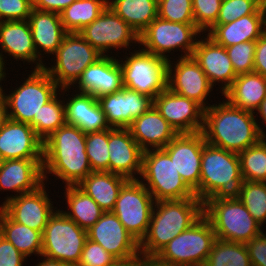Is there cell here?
Segmentation results:
<instances>
[{"mask_svg": "<svg viewBox=\"0 0 266 266\" xmlns=\"http://www.w3.org/2000/svg\"><path fill=\"white\" fill-rule=\"evenodd\" d=\"M59 96L61 97L60 92L44 104L38 113V118H33V121L30 123L35 134L42 141L66 123L65 102L59 99Z\"/></svg>", "mask_w": 266, "mask_h": 266, "instance_id": "39", "label": "cell"}, {"mask_svg": "<svg viewBox=\"0 0 266 266\" xmlns=\"http://www.w3.org/2000/svg\"><path fill=\"white\" fill-rule=\"evenodd\" d=\"M254 3L259 9L266 10V0H249Z\"/></svg>", "mask_w": 266, "mask_h": 266, "instance_id": "59", "label": "cell"}, {"mask_svg": "<svg viewBox=\"0 0 266 266\" xmlns=\"http://www.w3.org/2000/svg\"><path fill=\"white\" fill-rule=\"evenodd\" d=\"M109 172L128 180H139L144 151L128 128L108 129ZM137 176V177H136Z\"/></svg>", "mask_w": 266, "mask_h": 266, "instance_id": "20", "label": "cell"}, {"mask_svg": "<svg viewBox=\"0 0 266 266\" xmlns=\"http://www.w3.org/2000/svg\"><path fill=\"white\" fill-rule=\"evenodd\" d=\"M155 200L139 180H128L121 188L112 212L140 243L147 234Z\"/></svg>", "mask_w": 266, "mask_h": 266, "instance_id": "12", "label": "cell"}, {"mask_svg": "<svg viewBox=\"0 0 266 266\" xmlns=\"http://www.w3.org/2000/svg\"><path fill=\"white\" fill-rule=\"evenodd\" d=\"M78 33L103 56L112 55L107 53L109 50L130 49L133 43L139 44V34L109 6Z\"/></svg>", "mask_w": 266, "mask_h": 266, "instance_id": "13", "label": "cell"}, {"mask_svg": "<svg viewBox=\"0 0 266 266\" xmlns=\"http://www.w3.org/2000/svg\"><path fill=\"white\" fill-rule=\"evenodd\" d=\"M221 96L236 108L256 113L266 98V79L255 72L237 75Z\"/></svg>", "mask_w": 266, "mask_h": 266, "instance_id": "31", "label": "cell"}, {"mask_svg": "<svg viewBox=\"0 0 266 266\" xmlns=\"http://www.w3.org/2000/svg\"><path fill=\"white\" fill-rule=\"evenodd\" d=\"M43 158V141L30 124L6 118L0 127V161Z\"/></svg>", "mask_w": 266, "mask_h": 266, "instance_id": "21", "label": "cell"}, {"mask_svg": "<svg viewBox=\"0 0 266 266\" xmlns=\"http://www.w3.org/2000/svg\"><path fill=\"white\" fill-rule=\"evenodd\" d=\"M200 37L192 57L200 65L213 87L217 85L216 82H221L218 86H221L220 93L223 95L237 77L232 62L224 46L218 45L208 36Z\"/></svg>", "mask_w": 266, "mask_h": 266, "instance_id": "22", "label": "cell"}, {"mask_svg": "<svg viewBox=\"0 0 266 266\" xmlns=\"http://www.w3.org/2000/svg\"><path fill=\"white\" fill-rule=\"evenodd\" d=\"M44 183L36 190L7 200L0 208L15 222L43 233L50 216L57 207L45 190ZM55 208V209H53Z\"/></svg>", "mask_w": 266, "mask_h": 266, "instance_id": "17", "label": "cell"}, {"mask_svg": "<svg viewBox=\"0 0 266 266\" xmlns=\"http://www.w3.org/2000/svg\"><path fill=\"white\" fill-rule=\"evenodd\" d=\"M54 56V65H45L44 70L60 87L64 96L81 77L82 72L103 55L79 33L67 32Z\"/></svg>", "mask_w": 266, "mask_h": 266, "instance_id": "7", "label": "cell"}, {"mask_svg": "<svg viewBox=\"0 0 266 266\" xmlns=\"http://www.w3.org/2000/svg\"><path fill=\"white\" fill-rule=\"evenodd\" d=\"M243 180L266 182V139L238 153Z\"/></svg>", "mask_w": 266, "mask_h": 266, "instance_id": "40", "label": "cell"}, {"mask_svg": "<svg viewBox=\"0 0 266 266\" xmlns=\"http://www.w3.org/2000/svg\"><path fill=\"white\" fill-rule=\"evenodd\" d=\"M127 178L108 171H92L77 186L105 212L114 209L119 192Z\"/></svg>", "mask_w": 266, "mask_h": 266, "instance_id": "32", "label": "cell"}, {"mask_svg": "<svg viewBox=\"0 0 266 266\" xmlns=\"http://www.w3.org/2000/svg\"><path fill=\"white\" fill-rule=\"evenodd\" d=\"M153 106L177 134L195 133L203 129L205 109L196 101L180 96L169 88L153 100Z\"/></svg>", "mask_w": 266, "mask_h": 266, "instance_id": "16", "label": "cell"}, {"mask_svg": "<svg viewBox=\"0 0 266 266\" xmlns=\"http://www.w3.org/2000/svg\"><path fill=\"white\" fill-rule=\"evenodd\" d=\"M140 176L143 180H140L141 183L151 193L155 202L197 198L163 148L144 151Z\"/></svg>", "mask_w": 266, "mask_h": 266, "instance_id": "5", "label": "cell"}, {"mask_svg": "<svg viewBox=\"0 0 266 266\" xmlns=\"http://www.w3.org/2000/svg\"><path fill=\"white\" fill-rule=\"evenodd\" d=\"M206 143L202 131L177 134L163 149L179 175L200 200L201 158Z\"/></svg>", "mask_w": 266, "mask_h": 266, "instance_id": "14", "label": "cell"}, {"mask_svg": "<svg viewBox=\"0 0 266 266\" xmlns=\"http://www.w3.org/2000/svg\"><path fill=\"white\" fill-rule=\"evenodd\" d=\"M33 0H0V22L28 20Z\"/></svg>", "mask_w": 266, "mask_h": 266, "instance_id": "48", "label": "cell"}, {"mask_svg": "<svg viewBox=\"0 0 266 266\" xmlns=\"http://www.w3.org/2000/svg\"><path fill=\"white\" fill-rule=\"evenodd\" d=\"M32 70L23 83L10 94L1 88L6 104L7 118L30 124L38 118L42 106L49 102L60 91V87L44 70ZM58 89V90H57Z\"/></svg>", "mask_w": 266, "mask_h": 266, "instance_id": "6", "label": "cell"}, {"mask_svg": "<svg viewBox=\"0 0 266 266\" xmlns=\"http://www.w3.org/2000/svg\"><path fill=\"white\" fill-rule=\"evenodd\" d=\"M117 259L100 244L86 239L80 262L77 266H111Z\"/></svg>", "mask_w": 266, "mask_h": 266, "instance_id": "47", "label": "cell"}, {"mask_svg": "<svg viewBox=\"0 0 266 266\" xmlns=\"http://www.w3.org/2000/svg\"><path fill=\"white\" fill-rule=\"evenodd\" d=\"M87 238L100 244L117 260H127L140 255L139 242L126 230L117 216L104 212L87 230Z\"/></svg>", "mask_w": 266, "mask_h": 266, "instance_id": "18", "label": "cell"}, {"mask_svg": "<svg viewBox=\"0 0 266 266\" xmlns=\"http://www.w3.org/2000/svg\"><path fill=\"white\" fill-rule=\"evenodd\" d=\"M131 54V55H130ZM119 64L123 86L153 100L167 88L168 60L144 49L129 52Z\"/></svg>", "mask_w": 266, "mask_h": 266, "instance_id": "9", "label": "cell"}, {"mask_svg": "<svg viewBox=\"0 0 266 266\" xmlns=\"http://www.w3.org/2000/svg\"><path fill=\"white\" fill-rule=\"evenodd\" d=\"M6 118V104L2 92L0 91V127L2 126Z\"/></svg>", "mask_w": 266, "mask_h": 266, "instance_id": "56", "label": "cell"}, {"mask_svg": "<svg viewBox=\"0 0 266 266\" xmlns=\"http://www.w3.org/2000/svg\"><path fill=\"white\" fill-rule=\"evenodd\" d=\"M76 92L99 97L119 91L123 86L122 70L119 60L114 56H102L89 65L73 87Z\"/></svg>", "mask_w": 266, "mask_h": 266, "instance_id": "24", "label": "cell"}, {"mask_svg": "<svg viewBox=\"0 0 266 266\" xmlns=\"http://www.w3.org/2000/svg\"><path fill=\"white\" fill-rule=\"evenodd\" d=\"M204 266H252L245 243L216 238Z\"/></svg>", "mask_w": 266, "mask_h": 266, "instance_id": "38", "label": "cell"}, {"mask_svg": "<svg viewBox=\"0 0 266 266\" xmlns=\"http://www.w3.org/2000/svg\"><path fill=\"white\" fill-rule=\"evenodd\" d=\"M64 99L67 124L79 127L84 133L110 129L105 113L94 96L77 92Z\"/></svg>", "mask_w": 266, "mask_h": 266, "instance_id": "30", "label": "cell"}, {"mask_svg": "<svg viewBox=\"0 0 266 266\" xmlns=\"http://www.w3.org/2000/svg\"><path fill=\"white\" fill-rule=\"evenodd\" d=\"M221 2L222 0H192L194 22L203 34L216 23Z\"/></svg>", "mask_w": 266, "mask_h": 266, "instance_id": "45", "label": "cell"}, {"mask_svg": "<svg viewBox=\"0 0 266 266\" xmlns=\"http://www.w3.org/2000/svg\"><path fill=\"white\" fill-rule=\"evenodd\" d=\"M128 129L143 151L164 148L177 135L154 106L134 119Z\"/></svg>", "mask_w": 266, "mask_h": 266, "instance_id": "28", "label": "cell"}, {"mask_svg": "<svg viewBox=\"0 0 266 266\" xmlns=\"http://www.w3.org/2000/svg\"><path fill=\"white\" fill-rule=\"evenodd\" d=\"M68 211L62 212L86 231L91 228L105 212L77 185L64 186ZM70 210V211H69Z\"/></svg>", "mask_w": 266, "mask_h": 266, "instance_id": "33", "label": "cell"}, {"mask_svg": "<svg viewBox=\"0 0 266 266\" xmlns=\"http://www.w3.org/2000/svg\"><path fill=\"white\" fill-rule=\"evenodd\" d=\"M0 222L3 237L26 258L33 254L38 257L42 255V232L13 221L1 208Z\"/></svg>", "mask_w": 266, "mask_h": 266, "instance_id": "35", "label": "cell"}, {"mask_svg": "<svg viewBox=\"0 0 266 266\" xmlns=\"http://www.w3.org/2000/svg\"><path fill=\"white\" fill-rule=\"evenodd\" d=\"M258 7L249 0H222L218 19L214 25H224L243 16L253 14Z\"/></svg>", "mask_w": 266, "mask_h": 266, "instance_id": "46", "label": "cell"}, {"mask_svg": "<svg viewBox=\"0 0 266 266\" xmlns=\"http://www.w3.org/2000/svg\"><path fill=\"white\" fill-rule=\"evenodd\" d=\"M86 239L87 231L56 209L42 233L41 256L77 266Z\"/></svg>", "mask_w": 266, "mask_h": 266, "instance_id": "10", "label": "cell"}, {"mask_svg": "<svg viewBox=\"0 0 266 266\" xmlns=\"http://www.w3.org/2000/svg\"><path fill=\"white\" fill-rule=\"evenodd\" d=\"M257 111V114H260L259 116H261L259 118L263 120L262 122L260 121V123H262V125L265 124L264 126L266 127V98L261 102V105Z\"/></svg>", "mask_w": 266, "mask_h": 266, "instance_id": "57", "label": "cell"}, {"mask_svg": "<svg viewBox=\"0 0 266 266\" xmlns=\"http://www.w3.org/2000/svg\"><path fill=\"white\" fill-rule=\"evenodd\" d=\"M204 215L211 222L216 238L247 243L263 232L262 226L235 196H214L204 202Z\"/></svg>", "mask_w": 266, "mask_h": 266, "instance_id": "3", "label": "cell"}, {"mask_svg": "<svg viewBox=\"0 0 266 266\" xmlns=\"http://www.w3.org/2000/svg\"><path fill=\"white\" fill-rule=\"evenodd\" d=\"M253 72L266 79V31L255 41Z\"/></svg>", "mask_w": 266, "mask_h": 266, "instance_id": "51", "label": "cell"}, {"mask_svg": "<svg viewBox=\"0 0 266 266\" xmlns=\"http://www.w3.org/2000/svg\"><path fill=\"white\" fill-rule=\"evenodd\" d=\"M108 6L138 34L158 17V0H108Z\"/></svg>", "mask_w": 266, "mask_h": 266, "instance_id": "34", "label": "cell"}, {"mask_svg": "<svg viewBox=\"0 0 266 266\" xmlns=\"http://www.w3.org/2000/svg\"><path fill=\"white\" fill-rule=\"evenodd\" d=\"M28 21L37 53V70H41L45 66L42 55H54L67 32L59 13L32 8Z\"/></svg>", "mask_w": 266, "mask_h": 266, "instance_id": "25", "label": "cell"}, {"mask_svg": "<svg viewBox=\"0 0 266 266\" xmlns=\"http://www.w3.org/2000/svg\"><path fill=\"white\" fill-rule=\"evenodd\" d=\"M158 17L183 24H195L192 0H158Z\"/></svg>", "mask_w": 266, "mask_h": 266, "instance_id": "43", "label": "cell"}, {"mask_svg": "<svg viewBox=\"0 0 266 266\" xmlns=\"http://www.w3.org/2000/svg\"><path fill=\"white\" fill-rule=\"evenodd\" d=\"M85 144L92 171L109 172L108 129L86 133Z\"/></svg>", "mask_w": 266, "mask_h": 266, "instance_id": "42", "label": "cell"}, {"mask_svg": "<svg viewBox=\"0 0 266 266\" xmlns=\"http://www.w3.org/2000/svg\"><path fill=\"white\" fill-rule=\"evenodd\" d=\"M108 6V0H76L61 13L66 32H79L91 24Z\"/></svg>", "mask_w": 266, "mask_h": 266, "instance_id": "36", "label": "cell"}, {"mask_svg": "<svg viewBox=\"0 0 266 266\" xmlns=\"http://www.w3.org/2000/svg\"><path fill=\"white\" fill-rule=\"evenodd\" d=\"M43 179L48 175L63 181L65 186L78 185L91 172L92 168L86 151L72 153H43Z\"/></svg>", "mask_w": 266, "mask_h": 266, "instance_id": "29", "label": "cell"}, {"mask_svg": "<svg viewBox=\"0 0 266 266\" xmlns=\"http://www.w3.org/2000/svg\"><path fill=\"white\" fill-rule=\"evenodd\" d=\"M27 259L12 243L3 237L0 241V266H23Z\"/></svg>", "mask_w": 266, "mask_h": 266, "instance_id": "50", "label": "cell"}, {"mask_svg": "<svg viewBox=\"0 0 266 266\" xmlns=\"http://www.w3.org/2000/svg\"><path fill=\"white\" fill-rule=\"evenodd\" d=\"M219 102L204 110L202 133L206 143L240 153L266 139L262 125L256 119L257 114L236 108L226 100Z\"/></svg>", "mask_w": 266, "mask_h": 266, "instance_id": "1", "label": "cell"}, {"mask_svg": "<svg viewBox=\"0 0 266 266\" xmlns=\"http://www.w3.org/2000/svg\"><path fill=\"white\" fill-rule=\"evenodd\" d=\"M138 266H175V265L161 260L156 255L140 254L138 256Z\"/></svg>", "mask_w": 266, "mask_h": 266, "instance_id": "53", "label": "cell"}, {"mask_svg": "<svg viewBox=\"0 0 266 266\" xmlns=\"http://www.w3.org/2000/svg\"><path fill=\"white\" fill-rule=\"evenodd\" d=\"M111 266H138V256L127 260H117Z\"/></svg>", "mask_w": 266, "mask_h": 266, "instance_id": "55", "label": "cell"}, {"mask_svg": "<svg viewBox=\"0 0 266 266\" xmlns=\"http://www.w3.org/2000/svg\"><path fill=\"white\" fill-rule=\"evenodd\" d=\"M43 260H41V262H38L37 265L35 266H72L68 263L65 262H61L58 260H53V259H49L47 257L41 256Z\"/></svg>", "mask_w": 266, "mask_h": 266, "instance_id": "54", "label": "cell"}, {"mask_svg": "<svg viewBox=\"0 0 266 266\" xmlns=\"http://www.w3.org/2000/svg\"><path fill=\"white\" fill-rule=\"evenodd\" d=\"M0 57L5 65L4 54L16 61L34 64L37 70V53L28 20L0 22ZM4 52V54H3Z\"/></svg>", "mask_w": 266, "mask_h": 266, "instance_id": "27", "label": "cell"}, {"mask_svg": "<svg viewBox=\"0 0 266 266\" xmlns=\"http://www.w3.org/2000/svg\"><path fill=\"white\" fill-rule=\"evenodd\" d=\"M43 158H24L0 161V191L17 194L5 198L3 205L12 197L36 190L44 183Z\"/></svg>", "mask_w": 266, "mask_h": 266, "instance_id": "23", "label": "cell"}, {"mask_svg": "<svg viewBox=\"0 0 266 266\" xmlns=\"http://www.w3.org/2000/svg\"><path fill=\"white\" fill-rule=\"evenodd\" d=\"M76 0H33V8L41 11L61 13Z\"/></svg>", "mask_w": 266, "mask_h": 266, "instance_id": "52", "label": "cell"}, {"mask_svg": "<svg viewBox=\"0 0 266 266\" xmlns=\"http://www.w3.org/2000/svg\"><path fill=\"white\" fill-rule=\"evenodd\" d=\"M6 69H5V66H4V64H3V62H2V59H1V57H0V84H1V82L4 80V82H5V80H6V71H5ZM3 86L2 85H0V90H1V88H2Z\"/></svg>", "mask_w": 266, "mask_h": 266, "instance_id": "58", "label": "cell"}, {"mask_svg": "<svg viewBox=\"0 0 266 266\" xmlns=\"http://www.w3.org/2000/svg\"><path fill=\"white\" fill-rule=\"evenodd\" d=\"M203 215L204 203L198 198L156 201L147 234L139 243L140 254L157 255L173 238Z\"/></svg>", "mask_w": 266, "mask_h": 266, "instance_id": "2", "label": "cell"}, {"mask_svg": "<svg viewBox=\"0 0 266 266\" xmlns=\"http://www.w3.org/2000/svg\"><path fill=\"white\" fill-rule=\"evenodd\" d=\"M235 196L251 216L263 227L266 222V182L243 180Z\"/></svg>", "mask_w": 266, "mask_h": 266, "instance_id": "41", "label": "cell"}, {"mask_svg": "<svg viewBox=\"0 0 266 266\" xmlns=\"http://www.w3.org/2000/svg\"><path fill=\"white\" fill-rule=\"evenodd\" d=\"M86 133L65 123L43 141V153H72L86 151Z\"/></svg>", "mask_w": 266, "mask_h": 266, "instance_id": "37", "label": "cell"}, {"mask_svg": "<svg viewBox=\"0 0 266 266\" xmlns=\"http://www.w3.org/2000/svg\"><path fill=\"white\" fill-rule=\"evenodd\" d=\"M266 31V10L257 9L224 25H213L205 34L218 45L229 47L248 41H256Z\"/></svg>", "mask_w": 266, "mask_h": 266, "instance_id": "26", "label": "cell"}, {"mask_svg": "<svg viewBox=\"0 0 266 266\" xmlns=\"http://www.w3.org/2000/svg\"><path fill=\"white\" fill-rule=\"evenodd\" d=\"M236 75L253 72L255 41L225 47Z\"/></svg>", "mask_w": 266, "mask_h": 266, "instance_id": "44", "label": "cell"}, {"mask_svg": "<svg viewBox=\"0 0 266 266\" xmlns=\"http://www.w3.org/2000/svg\"><path fill=\"white\" fill-rule=\"evenodd\" d=\"M110 128H129L133 120L153 106V99L123 87L98 99Z\"/></svg>", "mask_w": 266, "mask_h": 266, "instance_id": "19", "label": "cell"}, {"mask_svg": "<svg viewBox=\"0 0 266 266\" xmlns=\"http://www.w3.org/2000/svg\"><path fill=\"white\" fill-rule=\"evenodd\" d=\"M3 239V228L0 222V241Z\"/></svg>", "mask_w": 266, "mask_h": 266, "instance_id": "60", "label": "cell"}, {"mask_svg": "<svg viewBox=\"0 0 266 266\" xmlns=\"http://www.w3.org/2000/svg\"><path fill=\"white\" fill-rule=\"evenodd\" d=\"M238 153L205 143L201 158L200 200L235 195L242 185Z\"/></svg>", "mask_w": 266, "mask_h": 266, "instance_id": "4", "label": "cell"}, {"mask_svg": "<svg viewBox=\"0 0 266 266\" xmlns=\"http://www.w3.org/2000/svg\"><path fill=\"white\" fill-rule=\"evenodd\" d=\"M203 32L195 24L170 22L156 17L140 34L139 48L168 61L172 58L167 53L181 50L179 56L190 57L196 47L199 36ZM199 35V36H198ZM197 37V38H196ZM177 49V50H176ZM167 55H166V54ZM170 58V59H169Z\"/></svg>", "mask_w": 266, "mask_h": 266, "instance_id": "8", "label": "cell"}, {"mask_svg": "<svg viewBox=\"0 0 266 266\" xmlns=\"http://www.w3.org/2000/svg\"><path fill=\"white\" fill-rule=\"evenodd\" d=\"M252 266H266V232L245 243Z\"/></svg>", "mask_w": 266, "mask_h": 266, "instance_id": "49", "label": "cell"}, {"mask_svg": "<svg viewBox=\"0 0 266 266\" xmlns=\"http://www.w3.org/2000/svg\"><path fill=\"white\" fill-rule=\"evenodd\" d=\"M167 88L180 96L196 101L204 109L210 106L206 99L214 89L192 56L168 61Z\"/></svg>", "mask_w": 266, "mask_h": 266, "instance_id": "15", "label": "cell"}, {"mask_svg": "<svg viewBox=\"0 0 266 266\" xmlns=\"http://www.w3.org/2000/svg\"><path fill=\"white\" fill-rule=\"evenodd\" d=\"M215 239L212 224L203 215L173 238L156 256L175 266H204Z\"/></svg>", "mask_w": 266, "mask_h": 266, "instance_id": "11", "label": "cell"}]
</instances>
